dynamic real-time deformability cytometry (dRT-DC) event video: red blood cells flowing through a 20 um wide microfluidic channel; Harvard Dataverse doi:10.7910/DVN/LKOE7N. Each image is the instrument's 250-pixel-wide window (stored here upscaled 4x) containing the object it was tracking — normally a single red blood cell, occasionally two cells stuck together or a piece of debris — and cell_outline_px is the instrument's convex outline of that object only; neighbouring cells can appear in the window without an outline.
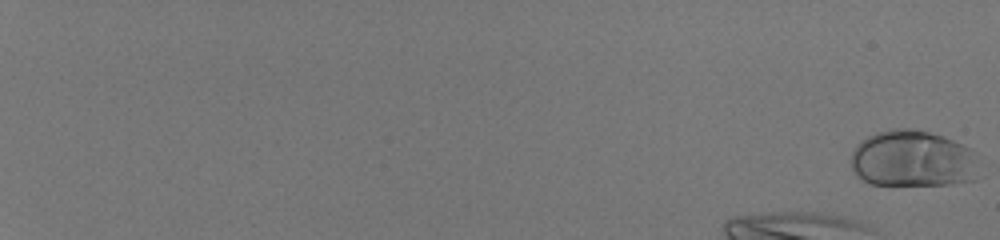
{"species": "human", "species_latin": "Homo sapiens", "temperature_condition": "room temperature", "stored_images_in_passage": 16, "camera_frame_rate_fps": 3000, "um_per_image_px": 0.085, "donor": {"sex": "male"}, "frame": {"image": 1, "passage_image": 1, "time_ms": 0.0, "image_size_px": [1000, 240], "cell_outline_px": [[976, 180], [948, 184], [868, 184], [852, 168], [852, 152], [856, 144], [860, 140], [876, 132], [892, 128], [916, 128], [944, 136], [972, 148], [976, 152]], "centroid_in_image_um": [77.6, 13.47], "position_along_channel_um": 7.4, "area_um2": 42.43}}